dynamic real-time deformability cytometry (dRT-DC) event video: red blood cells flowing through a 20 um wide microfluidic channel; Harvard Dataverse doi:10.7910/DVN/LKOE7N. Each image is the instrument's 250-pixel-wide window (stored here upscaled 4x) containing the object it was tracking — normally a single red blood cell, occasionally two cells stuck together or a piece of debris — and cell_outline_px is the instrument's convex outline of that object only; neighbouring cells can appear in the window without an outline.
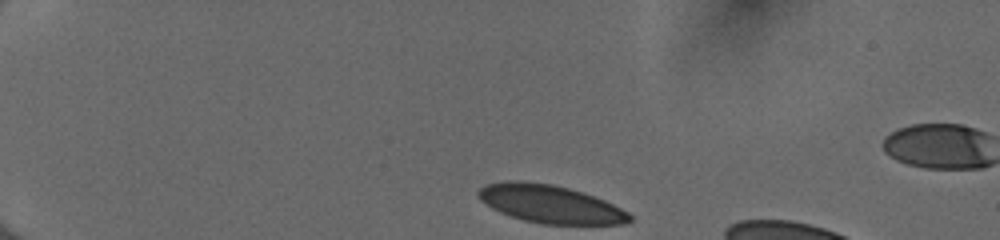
{"species": "human", "species_latin": "Homo sapiens", "temperature_condition": "cold", "stored_images_in_passage": 42, "camera_frame_rate_fps": 3000, "um_per_image_px": 0.085, "donor": {"sex": "female"}, "frame": {"image": 1, "passage_image": 1, "time_ms": 0.0, "image_size_px": [1000, 240], "cell_outline_px": [[632, 220], [624, 224], [540, 224], [524, 220], [500, 212], [492, 208], [480, 200], [476, 192], [484, 184], [508, 180], [520, 180], [552, 184], [568, 188], [604, 200], [628, 212], [632, 216]], "centroid_in_image_um": [46.73, 17.33], "position_along_channel_um": 38.3, "area_um2": 33.41}}
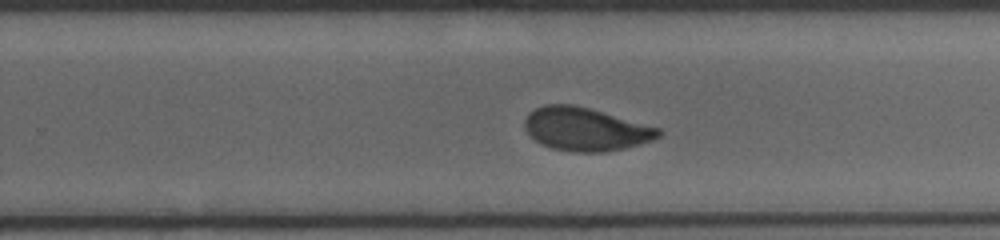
{"frame": {"image": 2, "passage_image": 25, "time_ms": 8.0, "image_size_px": [1000, 240], "cell_outline_px": [[660, 136], [652, 140], [640, 144], [624, 148], [604, 152], [572, 152], [552, 148], [540, 144], [528, 136], [524, 128], [524, 120], [528, 112], [544, 104], [572, 104], [588, 108], [660, 128]], "centroid_in_image_um": [49.7, 10.98], "position_along_channel_um": 280.1, "area_um2": 33.76}}
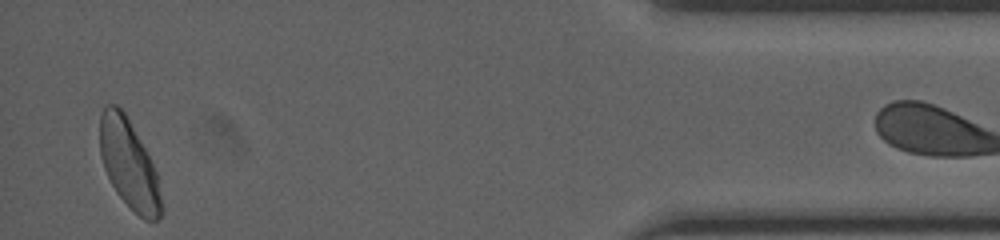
{"frame": {"image": 3, "passage_image": 40, "time_ms": 13.0, "image_size_px": [1000, 240], "cell_outline_px": [[164, 212], [156, 220], [144, 220], [116, 192], [104, 168], [100, 156], [100, 116], [104, 108], [108, 104], [116, 104], [124, 112], [144, 148], [156, 172]], "centroid_in_image_um": [10.95, 13.97], "position_along_channel_um": 424.2, "area_um2": 31.21}, "authors_computed_cell_mechanics": {"area_um2": 34.0731, "velocity_mm_per_s": 4.0014, "shape_relaxation_time_tau1_ms": 4.268, "shape_relaxation_time_tau2_ms": 1.261, "deformation_change_tau1": 0.1311, "deformation_change_tau2": 0.0608}}